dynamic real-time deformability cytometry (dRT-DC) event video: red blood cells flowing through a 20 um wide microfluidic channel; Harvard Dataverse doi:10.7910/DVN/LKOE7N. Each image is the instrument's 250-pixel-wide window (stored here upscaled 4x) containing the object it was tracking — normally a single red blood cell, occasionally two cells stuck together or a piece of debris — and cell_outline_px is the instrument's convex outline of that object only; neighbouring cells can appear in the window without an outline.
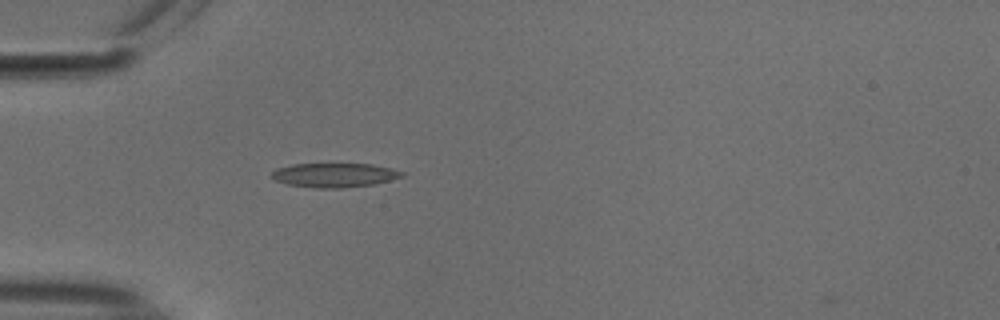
{"species": "common noctule bat (a hibernating species)", "species_latin": "Nyctalus noctula", "temperature_condition": "cold", "stored_images_in_passage": 39, "camera_frame_rate_fps": 3000, "um_per_image_px": 0.085, "animal": {"sex": "male", "body_mass_g": 18.8}, "frame": {"image": 1, "passage_image": 1, "time_ms": 0.0, "image_size_px": [1000, 320], "cell_outline_px": [[404, 176], [372, 184], [344, 188], [316, 188], [288, 184], [276, 180], [272, 176], [272, 172], [276, 168], [292, 164], [372, 164], [392, 168], [404, 172]], "centroid_in_image_um": [28.43, 14.88], "position_along_channel_um": 56.6, "area_um2": 18.21}}
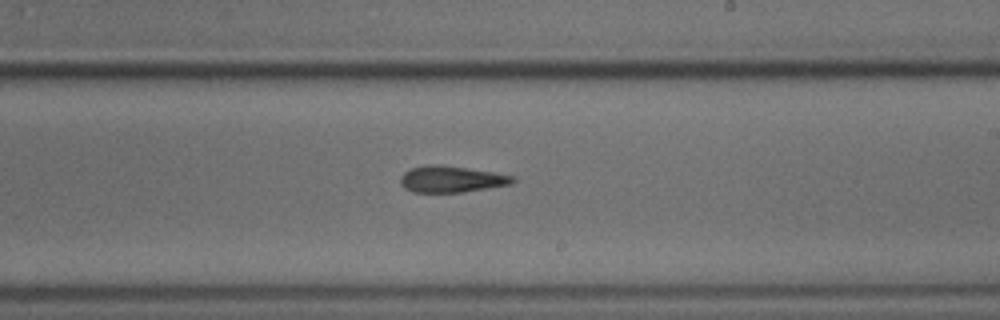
{"frame": {"image": 2, "passage_image": 17, "time_ms": 5.333, "image_size_px": [1000, 320], "cell_outline_px": [[516, 180], [512, 184], [460, 192], [412, 192], [404, 188], [400, 184], [400, 176], [404, 172], [412, 168], [428, 164], [464, 168], [492, 172], [516, 176]], "centroid_in_image_um": [38.35, 15.24], "position_along_channel_um": 250.7, "area_um2": 17.05}}
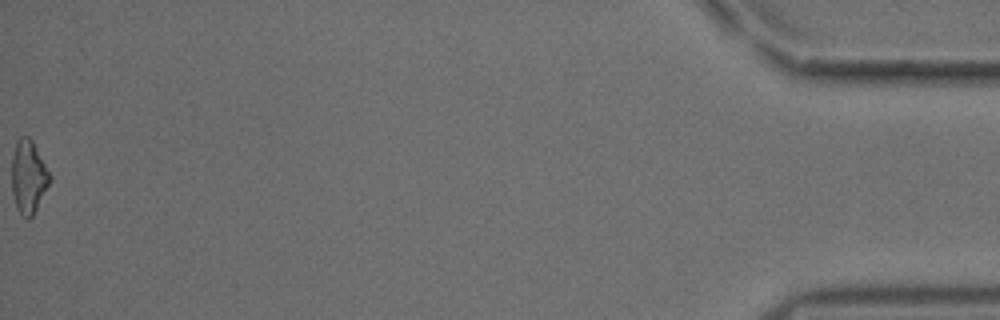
{"frame": {"image": 3, "passage_image": 39, "time_ms": 12.667, "image_size_px": [1000, 320], "cell_outline_px": [[52, 176], [32, 216], [28, 220], [16, 208], [12, 192], [12, 156], [16, 140], [20, 136], [28, 136], [32, 140]], "centroid_in_image_um": [2.4, 14.99], "position_along_channel_um": 432.8, "area_um2": 16.01}, "authors_computed_cell_mechanics": {"area_um2": 17.051, "velocity_mm_per_s": 3.7595, "shape_relaxation_time_tau1_ms": 8.1616, "shape_relaxation_time_tau2_ms": 3.6007, "deformation_change_tau1": 0.1627, "deformation_change_tau2": 0.1292}}